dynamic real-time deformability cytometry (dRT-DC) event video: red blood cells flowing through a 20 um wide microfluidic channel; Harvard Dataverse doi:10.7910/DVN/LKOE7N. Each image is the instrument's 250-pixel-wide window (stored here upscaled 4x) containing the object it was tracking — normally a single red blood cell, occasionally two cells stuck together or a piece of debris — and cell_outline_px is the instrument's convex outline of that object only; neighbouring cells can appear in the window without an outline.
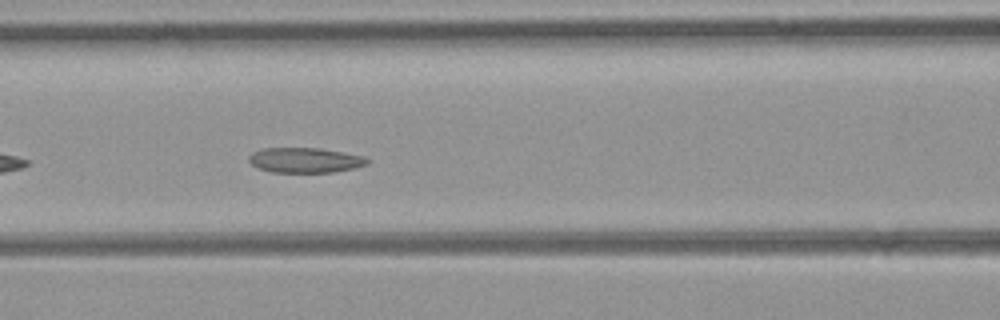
{"species": "common noctule bat (a hibernating species)", "species_latin": "Nyctalus noctula", "temperature_condition": "room temperature", "stored_images_in_passage": 26, "camera_frame_rate_fps": 3000, "um_per_image_px": 0.085, "animal": {"sex": "female", "body_mass_g": 21.9}, "frame": {"image": 1, "passage_image": 8, "time_ms": 2.333, "image_size_px": [1000, 320], "cell_outline_px": [[372, 160], [368, 164], [356, 168], [332, 172], [272, 172], [256, 168], [248, 160], [248, 156], [252, 152], [260, 148], [320, 148], [344, 152], [364, 156]], "centroid_in_image_um": [25.94, 13.61], "position_along_channel_um": 140.7, "area_um2": 17.57}}
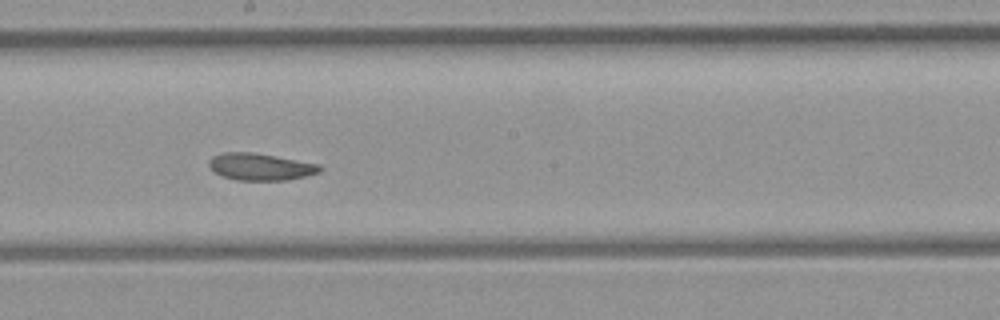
{"frame": {"image": 2, "passage_image": 14, "time_ms": 4.333, "image_size_px": [1000, 320], "cell_outline_px": [[324, 168], [320, 172], [308, 176], [288, 180], [236, 180], [224, 176], [216, 172], [208, 164], [208, 160], [212, 156], [224, 152], [252, 152], [320, 164]], "centroid_in_image_um": [22.18, 14.17], "position_along_channel_um": 226.0, "area_um2": 17.46}}
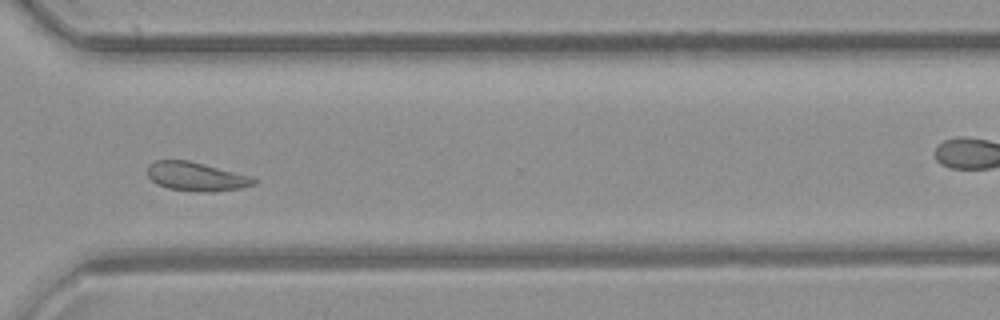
{"frame": {"image": 3, "passage_image": 23, "time_ms": 7.333, "image_size_px": [1000, 320], "cell_outline_px": [[256, 184], [240, 188], [212, 192], [196, 192], [168, 188], [156, 184], [148, 176], [148, 164], [156, 160], [188, 160], [252, 176], [256, 180]], "centroid_in_image_um": [16.67, 15.01], "position_along_channel_um": 353.9, "area_um2": 17.92}, "authors_computed_cell_mechanics": {"area_um2": 17.7735, "velocity_mm_per_s": 4.2718, "shape_relaxation_time_tau1_ms": null, "shape_relaxation_time_tau2_ms": 5.0926, "deformation_change_tau1": null, "deformation_change_tau2": 0.1055}}